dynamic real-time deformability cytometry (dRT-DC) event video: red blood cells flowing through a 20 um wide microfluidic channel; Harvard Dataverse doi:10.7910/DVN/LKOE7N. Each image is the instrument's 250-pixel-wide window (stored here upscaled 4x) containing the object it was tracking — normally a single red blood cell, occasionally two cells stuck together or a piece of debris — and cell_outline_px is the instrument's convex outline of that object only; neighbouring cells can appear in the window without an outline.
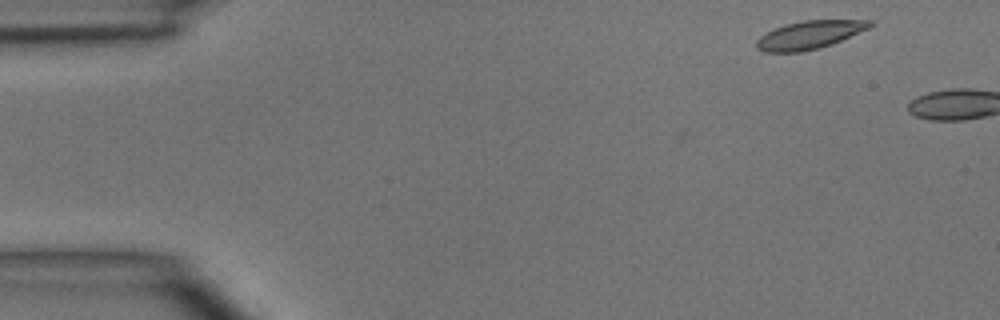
{"species": "common noctule bat (a hibernating species)", "species_latin": "Nyctalus noctula", "temperature_condition": "room temperature", "stored_images_in_passage": 2, "camera_frame_rate_fps": 3000, "um_per_image_px": 0.085, "animal": {"sex": "male", "body_mass_g": 15.6}, "frame": {"image": 1, "passage_image": 1, "time_ms": 0.0, "image_size_px": [1000, 320], "cell_outline_px": [[876, 24], [868, 28], [832, 44], [820, 48], [800, 52], [764, 52], [756, 48], [756, 40], [760, 36], [784, 24], [804, 20], [876, 20]], "centroid_in_image_um": [68.82, 2.96], "position_along_channel_um": 16.2, "area_um2": 18.61}}